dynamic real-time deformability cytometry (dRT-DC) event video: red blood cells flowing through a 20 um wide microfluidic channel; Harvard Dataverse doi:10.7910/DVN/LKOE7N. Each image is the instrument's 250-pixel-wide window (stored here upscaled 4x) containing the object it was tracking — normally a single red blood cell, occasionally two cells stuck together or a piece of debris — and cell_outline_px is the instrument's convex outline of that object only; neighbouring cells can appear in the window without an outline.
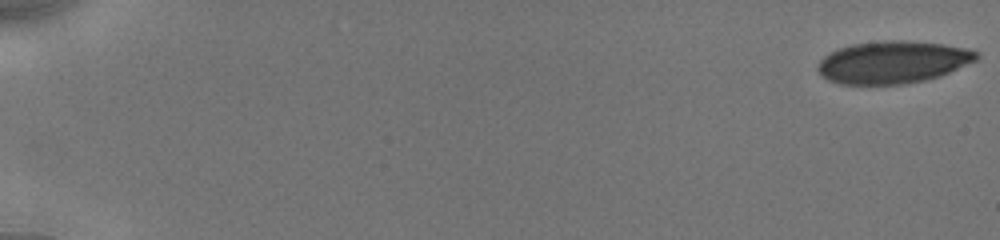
{"species": "human", "species_latin": "Homo sapiens", "temperature_condition": "cold", "stored_images_in_passage": 50, "camera_frame_rate_fps": 3000, "um_per_image_px": 0.085, "donor": {"sex": "male"}, "frame": {"image": 1, "passage_image": 1, "time_ms": 0.0, "image_size_px": [1000, 240], "cell_outline_px": [[980, 56], [976, 60], [940, 76], [924, 80], [904, 84], [840, 84], [828, 80], [820, 76], [816, 68], [816, 64], [828, 52], [852, 44], [884, 40], [904, 40], [944, 44], [968, 48], [980, 52]], "centroid_in_image_um": [75.87, 5.28], "position_along_channel_um": 9.1, "area_um2": 39.48}}
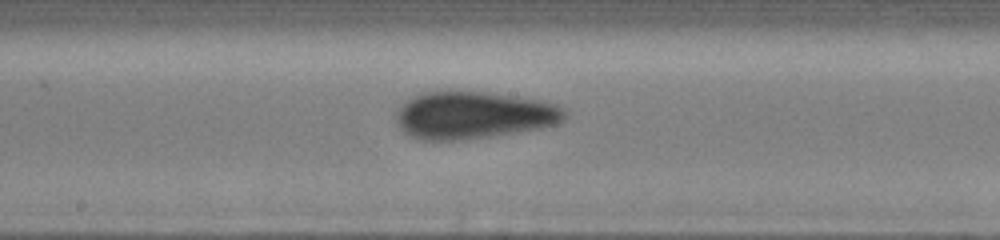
{"frame": {"image": 2, "passage_image": 28, "time_ms": 10.0, "image_size_px": [1000, 240], "cell_outline_px": [[564, 116], [556, 124], [536, 128], [488, 136], [460, 140], [424, 140], [412, 136], [404, 132], [396, 124], [396, 112], [412, 96], [420, 92], [440, 88], [448, 88], [484, 92], [516, 96], [540, 100], [556, 104], [564, 108]], "centroid_in_image_um": [40.15, 9.73], "position_along_channel_um": 208.1, "area_um2": 46.76}}
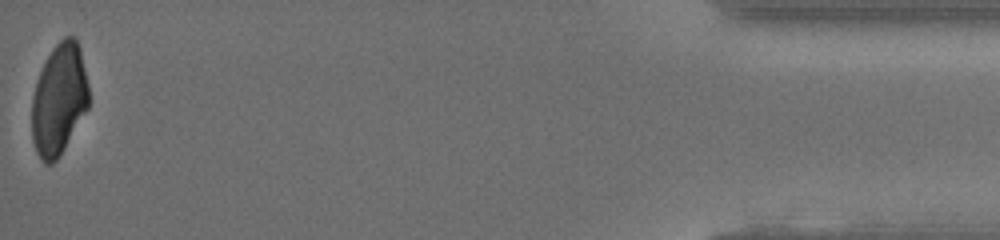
{"frame": {"image": 3, "passage_image": 50, "time_ms": 17.667, "image_size_px": [1000, 240], "cell_outline_px": [[88, 108], [60, 156], [52, 164], [44, 164], [40, 160], [36, 152], [32, 140], [32, 96], [40, 72], [52, 48], [64, 36], [76, 36], [80, 48], [88, 84]], "centroid_in_image_um": [5.01, 8.47], "position_along_channel_um": 430.2, "area_um2": 36.99}, "authors_computed_cell_mechanics": {"area_um2": 42.7431, "velocity_mm_per_s": 3.9255, "shape_relaxation_time_tau1_ms": 6.4665, "shape_relaxation_time_tau2_ms": 1.3061, "deformation_change_tau1": 0.1441, "deformation_change_tau2": 0.0621}}